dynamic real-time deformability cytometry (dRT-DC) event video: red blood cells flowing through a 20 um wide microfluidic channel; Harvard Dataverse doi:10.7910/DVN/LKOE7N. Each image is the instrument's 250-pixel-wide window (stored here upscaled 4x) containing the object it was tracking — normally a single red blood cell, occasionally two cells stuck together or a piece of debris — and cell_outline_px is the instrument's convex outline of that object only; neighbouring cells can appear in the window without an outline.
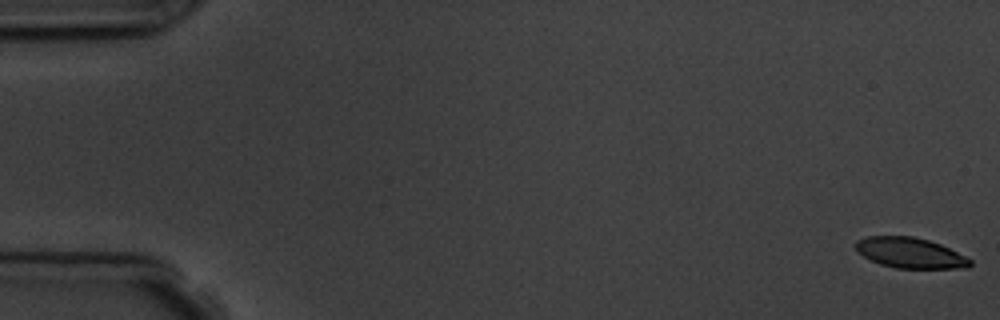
{"species": "common noctule bat (a hibernating species)", "species_latin": "Nyctalus noctula", "temperature_condition": "room temperature", "stored_images_in_passage": 6, "camera_frame_rate_fps": 3000, "um_per_image_px": 0.085, "animal": {"sex": "male", "body_mass_g": 19.5, "forearm_length_mm": 54.6}, "frame": {"image": 1, "passage_image": 1, "time_ms": 0.0, "image_size_px": [1000, 320], "cell_outline_px": [[972, 264], [968, 268], [896, 268], [880, 264], [864, 256], [856, 248], [856, 240], [868, 236], [912, 236], [928, 240], [940, 244], [972, 260]], "centroid_in_image_um": [77.37, 21.49], "position_along_channel_um": 7.6, "area_um2": 20.06}}
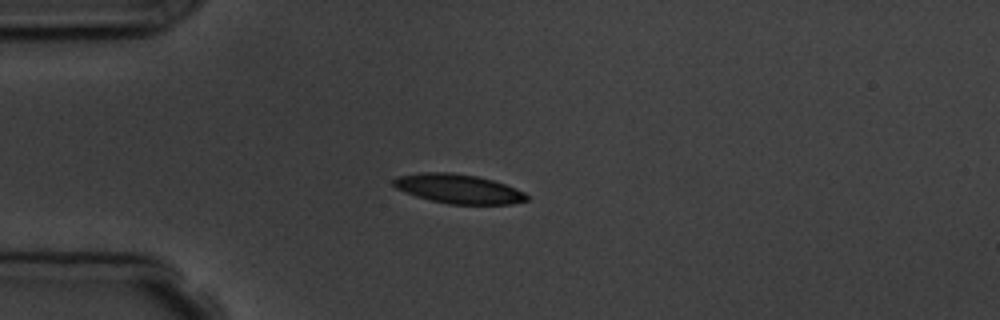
{"frame": {"image": 2, "passage_image": 5, "time_ms": 4.667, "image_size_px": [1000, 320], "cell_outline_px": [[528, 200], [512, 204], [448, 204], [416, 196], [404, 192], [396, 188], [392, 184], [392, 180], [396, 176], [420, 172], [452, 172], [476, 176], [492, 180], [516, 188], [524, 192], [528, 196]], "centroid_in_image_um": [38.93, 16.04], "position_along_channel_um": 46.1, "area_um2": 22.77}}